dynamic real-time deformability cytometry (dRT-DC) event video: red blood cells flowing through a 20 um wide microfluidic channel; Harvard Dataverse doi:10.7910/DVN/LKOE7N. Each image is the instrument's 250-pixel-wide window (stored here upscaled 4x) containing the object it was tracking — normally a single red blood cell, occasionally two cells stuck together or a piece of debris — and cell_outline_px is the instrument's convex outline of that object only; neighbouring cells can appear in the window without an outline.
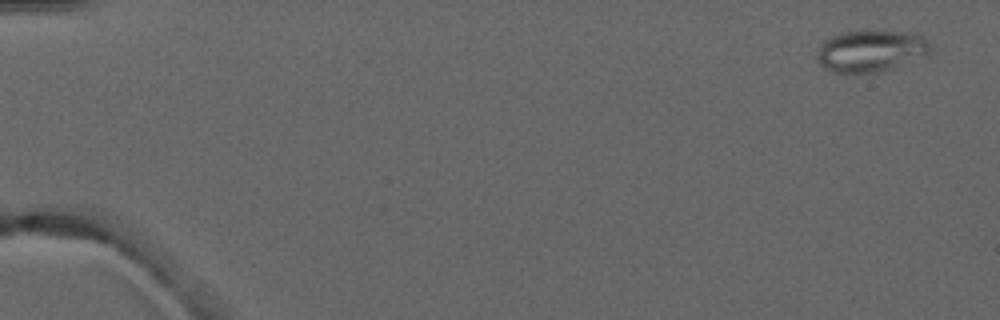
{"species": "common noctule bat (a hibernating species)", "species_latin": "Nyctalus noctula", "temperature_condition": "warm", "stored_images_in_passage": 4, "camera_frame_rate_fps": 3000, "um_per_image_px": 0.085, "animal": {"sex": "male", "forearm_length_mm": 52.5}, "frame": {"image": 1, "passage_image": 1, "time_ms": 0.0, "image_size_px": [1000, 320], "cell_outline_px": [[928, 52], [888, 68], [876, 72], [836, 72], [824, 68], [820, 64], [816, 56], [820, 44], [824, 40], [832, 36], [844, 32], [900, 32], [924, 36], [928, 44]], "centroid_in_image_um": [73.89, 4.32], "position_along_channel_um": 11.1, "area_um2": 26.13}}
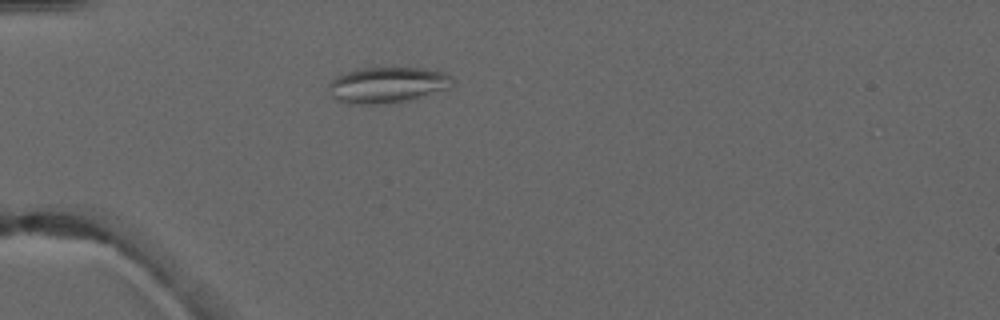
{"frame": {"image": 2, "passage_image": 4, "time_ms": 4.333, "image_size_px": [1000, 320], "cell_outline_px": [[452, 80], [448, 88], [408, 100], [376, 104], [344, 104], [336, 100], [328, 92], [328, 84], [336, 76], [360, 68], [420, 68], [444, 72], [452, 76]], "centroid_in_image_um": [32.85, 7.22], "position_along_channel_um": 52.1, "area_um2": 25.66}}